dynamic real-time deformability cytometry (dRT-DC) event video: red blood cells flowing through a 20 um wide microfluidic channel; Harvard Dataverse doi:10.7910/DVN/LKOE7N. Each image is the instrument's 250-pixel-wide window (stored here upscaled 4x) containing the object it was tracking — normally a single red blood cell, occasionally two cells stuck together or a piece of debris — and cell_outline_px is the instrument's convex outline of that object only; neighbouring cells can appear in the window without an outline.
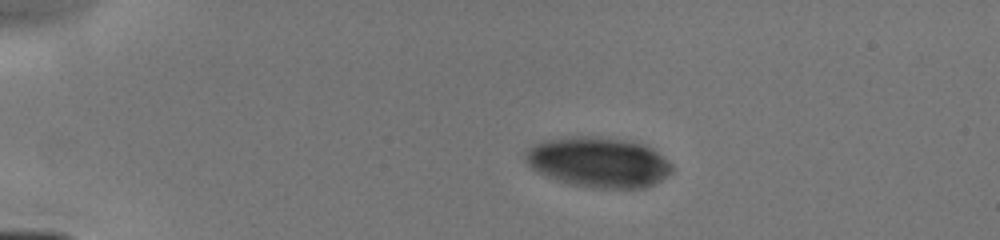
{"species": "human", "species_latin": "Homo sapiens", "temperature_condition": "cold", "stored_images_in_passage": 6, "camera_frame_rate_fps": 3000, "um_per_image_px": 0.085, "donor": {"sex": "male"}, "frame": {"image": 1, "passage_image": 1, "time_ms": 0.0, "image_size_px": [1000, 240], "cell_outline_px": [[672, 172], [668, 176], [644, 188], [596, 188], [572, 184], [556, 180], [536, 172], [524, 160], [524, 156], [536, 144], [544, 140], [572, 136], [596, 136], [632, 140], [644, 144], [652, 148], [668, 160], [672, 164]], "centroid_in_image_um": [50.9, 13.78], "position_along_channel_um": 34.1, "area_um2": 43.06}}
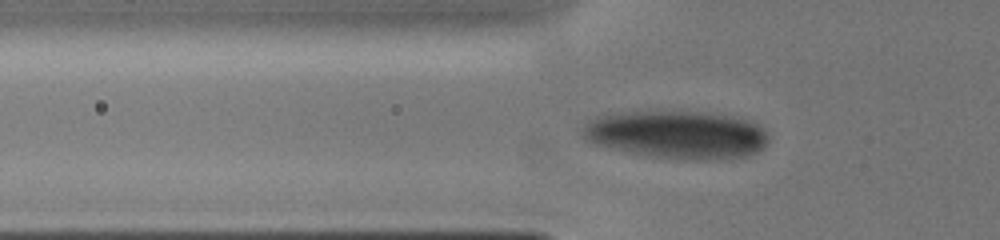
{"frame": {"image": 2, "passage_image": 5, "time_ms": 2.333, "image_size_px": [1000, 240], "cell_outline_px": [[768, 140], [764, 148], [756, 152], [744, 156], [696, 160], [688, 160], [652, 156], [628, 152], [592, 144], [584, 136], [584, 124], [588, 120], [596, 116], [608, 112], [660, 108], [704, 112], [732, 116], [752, 120], [764, 128], [768, 136]], "centroid_in_image_um": [57.49, 11.38], "position_along_channel_um": 68.3, "area_um2": 53.41}}